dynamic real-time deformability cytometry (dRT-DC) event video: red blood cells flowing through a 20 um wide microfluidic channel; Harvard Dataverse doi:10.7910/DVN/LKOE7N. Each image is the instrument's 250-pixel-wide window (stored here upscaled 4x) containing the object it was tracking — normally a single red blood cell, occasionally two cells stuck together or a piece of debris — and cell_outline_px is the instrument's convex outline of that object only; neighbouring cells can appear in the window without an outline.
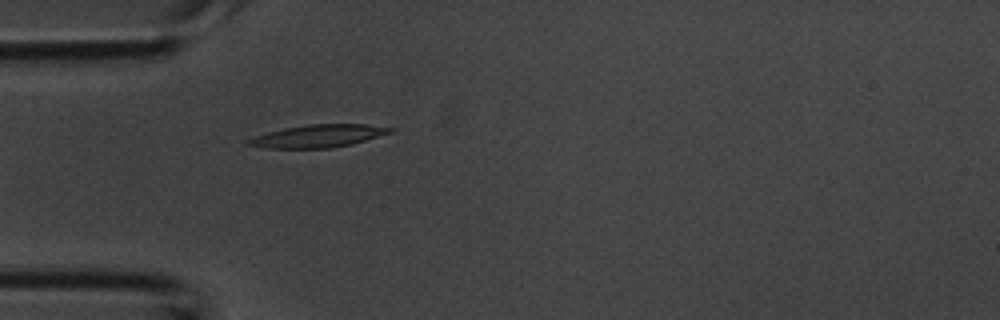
{"species": "common noctule bat (a hibernating species)", "species_latin": "Nyctalus noctula", "temperature_condition": "room temperature", "stored_images_in_passage": 41, "camera_frame_rate_fps": 3000, "um_per_image_px": 0.085, "animal": {"sex": "male", "body_mass_g": 20.1, "forearm_length_mm": 53.5}, "frame": {"image": 1, "passage_image": 10, "time_ms": 3.0, "image_size_px": [1000, 320], "cell_outline_px": [[396, 128], [392, 132], [352, 144], [332, 148], [264, 148], [248, 144], [248, 140], [256, 136], [268, 132], [284, 128], [308, 124], [364, 124]], "centroid_in_image_um": [27.09, 11.56], "position_along_channel_um": 57.9, "area_um2": 18.55}}
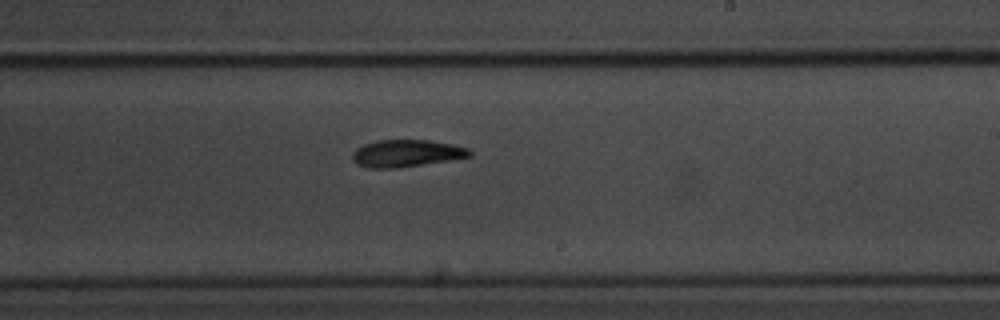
{"frame": {"image": 2, "passage_image": 23, "time_ms": 7.333, "image_size_px": [1000, 320], "cell_outline_px": [[472, 156], [400, 168], [368, 168], [352, 160], [352, 152], [356, 148], [364, 144], [376, 140], [428, 140], [452, 144], [468, 148], [472, 152]], "centroid_in_image_um": [34.53, 13.03], "position_along_channel_um": 254.5, "area_um2": 18.55}}
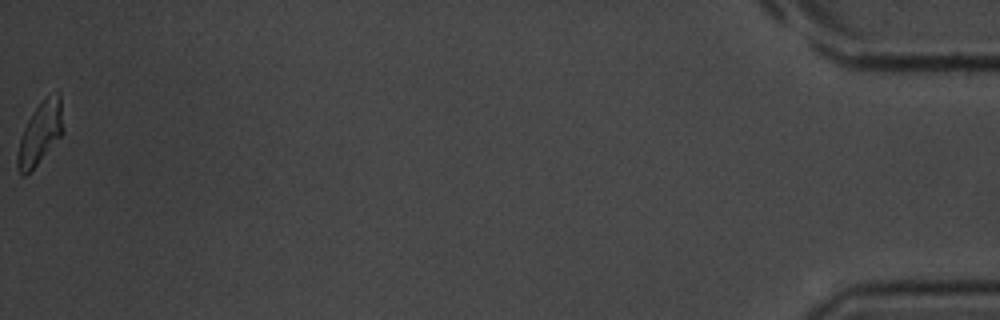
{"frame": {"image": 3, "passage_image": 41, "time_ms": 13.333, "image_size_px": [1000, 320], "cell_outline_px": [[64, 132], [36, 164], [24, 176], [20, 176], [16, 168], [16, 156], [20, 136], [32, 112], [48, 96], [60, 92], [64, 128]], "centroid_in_image_um": [3.4, 11.34], "position_along_channel_um": 431.8, "area_um2": 16.42}}